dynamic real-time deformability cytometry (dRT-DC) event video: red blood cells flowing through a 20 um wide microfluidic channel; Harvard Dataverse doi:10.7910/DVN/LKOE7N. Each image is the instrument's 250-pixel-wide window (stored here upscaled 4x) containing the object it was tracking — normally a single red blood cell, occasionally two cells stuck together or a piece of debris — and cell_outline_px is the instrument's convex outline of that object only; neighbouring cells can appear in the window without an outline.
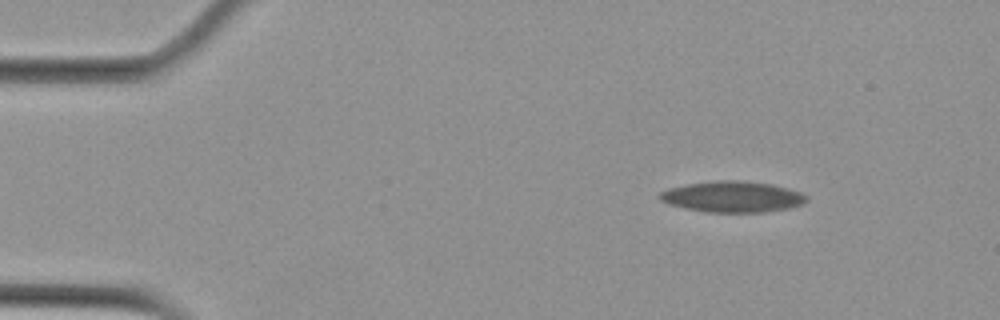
{"species": "Egyptian fruit bat (a non-hibernating species)", "species_latin": "Rousettus aegyptiacus", "temperature_condition": "cold", "stored_images_in_passage": 6, "camera_frame_rate_fps": 3000, "um_per_image_px": 0.085, "animal": {"sex": "female"}, "frame": {"image": 1, "passage_image": 1, "time_ms": 0.0, "image_size_px": [1000, 320], "cell_outline_px": [[808, 200], [800, 204], [788, 208], [764, 212], [708, 212], [688, 208], [672, 204], [660, 200], [656, 196], [660, 192], [672, 188], [688, 184], [720, 180], [740, 180], [772, 184], [800, 192], [808, 196]], "centroid_in_image_um": [62.29, 16.72], "position_along_channel_um": 22.7, "area_um2": 26.13}}
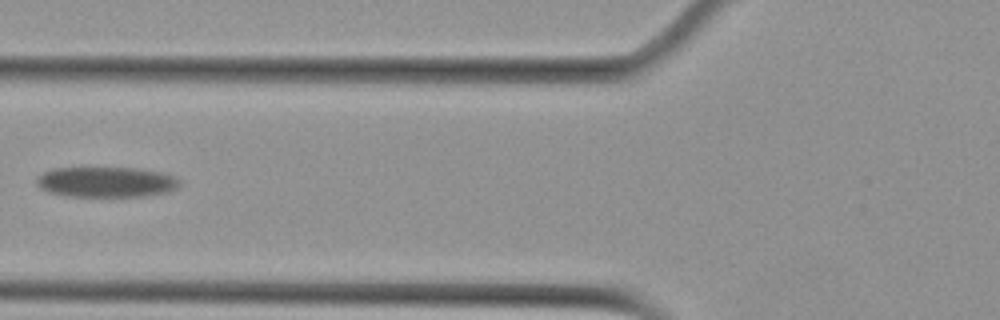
{"frame": {"image": 2, "passage_image": 5, "time_ms": 5.667, "image_size_px": [1000, 320], "cell_outline_px": [[180, 184], [176, 188], [168, 192], [144, 196], [68, 196], [48, 192], [40, 188], [36, 184], [36, 176], [52, 168], [136, 168], [160, 172], [172, 176], [180, 180]], "centroid_in_image_um": [8.99, 15.47], "position_along_channel_um": 116.8, "area_um2": 25.32}}
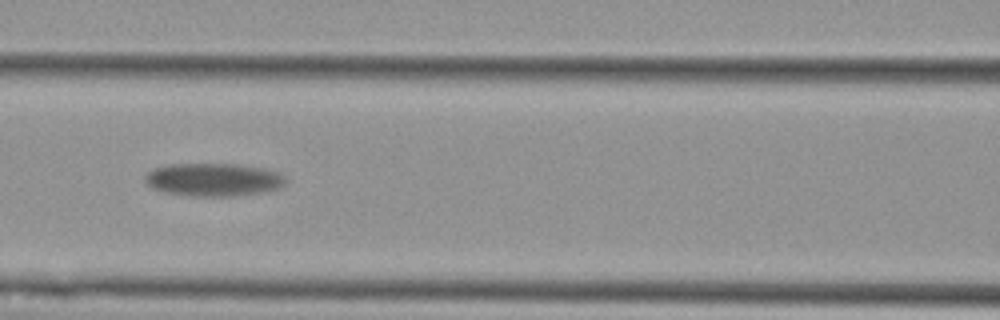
{"frame": {"image": 3, "passage_image": 6, "time_ms": 6.667, "image_size_px": [1000, 320], "cell_outline_px": [[284, 184], [280, 188], [260, 192], [228, 196], [196, 196], [164, 192], [152, 188], [144, 180], [144, 176], [148, 172], [156, 168], [168, 164], [240, 164], [264, 168], [280, 172], [284, 176]], "centroid_in_image_um": [18.14, 15.26], "position_along_channel_um": 148.5, "area_um2": 26.93}}